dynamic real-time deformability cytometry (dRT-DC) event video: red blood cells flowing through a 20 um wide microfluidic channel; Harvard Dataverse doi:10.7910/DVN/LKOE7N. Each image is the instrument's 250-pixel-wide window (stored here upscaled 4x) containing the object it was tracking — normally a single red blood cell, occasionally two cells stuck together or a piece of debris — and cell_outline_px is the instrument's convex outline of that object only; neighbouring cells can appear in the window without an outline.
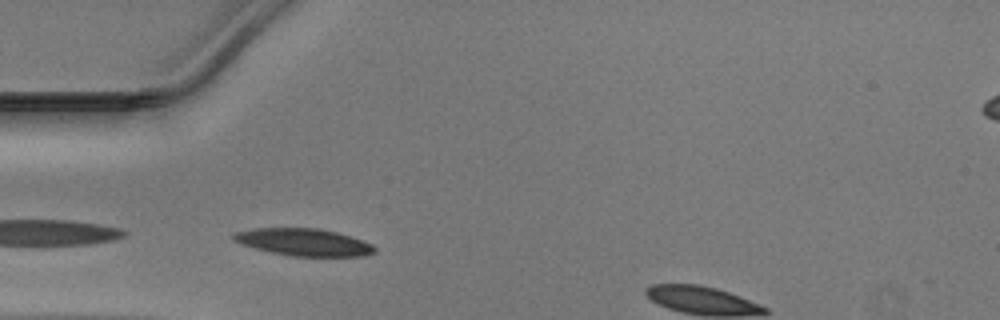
{"species": "Egyptian fruit bat (a non-hibernating species)", "species_latin": "Rousettus aegyptiacus", "temperature_condition": "warm", "stored_images_in_passage": 4, "camera_frame_rate_fps": 3000, "um_per_image_px": 0.085, "animal": {"sex": "male"}, "frame": {"image": 1, "passage_image": 1, "time_ms": 0.0, "image_size_px": [1000, 320], "cell_outline_px": [[376, 252], [364, 256], [292, 256], [272, 252], [240, 244], [232, 240], [232, 236], [236, 232], [256, 228], [316, 228], [336, 232], [352, 236], [372, 244], [376, 248]], "centroid_in_image_um": [25.84, 20.58], "position_along_channel_um": 59.2, "area_um2": 22.31}}